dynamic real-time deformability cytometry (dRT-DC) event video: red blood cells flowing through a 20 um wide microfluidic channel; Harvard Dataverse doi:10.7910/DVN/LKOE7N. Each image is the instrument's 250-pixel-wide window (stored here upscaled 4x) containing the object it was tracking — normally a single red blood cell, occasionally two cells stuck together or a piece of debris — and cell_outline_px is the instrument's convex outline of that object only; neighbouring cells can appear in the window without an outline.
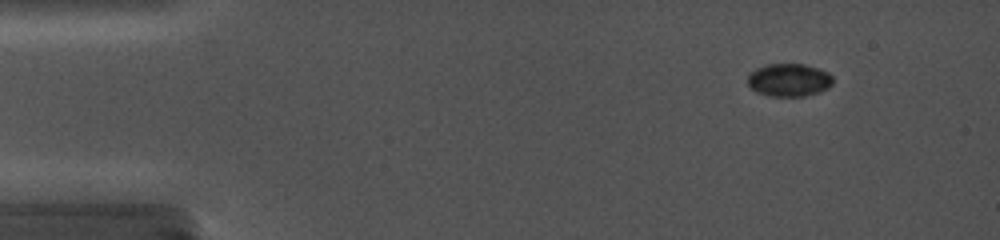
{"species": "common noctule bat (a hibernating species)", "species_latin": "Nyctalus noctula", "temperature_condition": "cold", "stored_images_in_passage": 23, "camera_frame_rate_fps": 5000, "um_per_image_px": 0.085, "animal": {"sex": "female", "body_mass_g": 19.0, "forearm_length_mm": 56.7}, "frame": {"image": 1, "passage_image": 3, "time_ms": 1.4, "image_size_px": [1000, 240], "cell_outline_px": [[832, 84], [828, 88], [820, 92], [804, 96], [768, 96], [756, 92], [748, 84], [748, 76], [756, 68], [768, 64], [804, 64], [828, 72], [832, 76]], "centroid_in_image_um": [67.07, 6.81], "position_along_channel_um": 17.9, "area_um2": 16.3}}
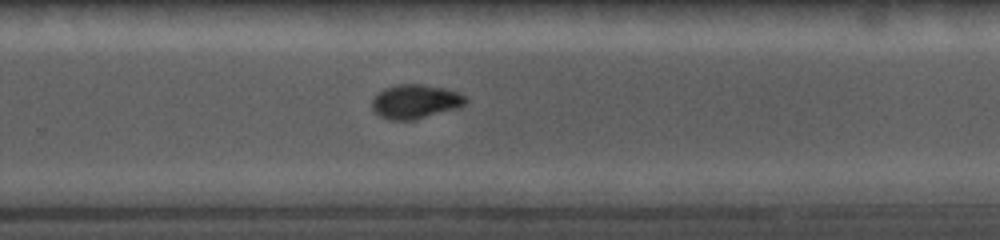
{"frame": {"image": 2, "passage_image": 17, "time_ms": 11.2, "image_size_px": [1000, 240], "cell_outline_px": [[468, 100], [460, 108], [412, 120], [388, 120], [380, 116], [372, 108], [372, 100], [376, 92], [384, 88], [396, 84], [424, 84], [444, 88], [460, 92]], "centroid_in_image_um": [35.3, 8.62], "position_along_channel_um": 294.5, "area_um2": 18.84}}
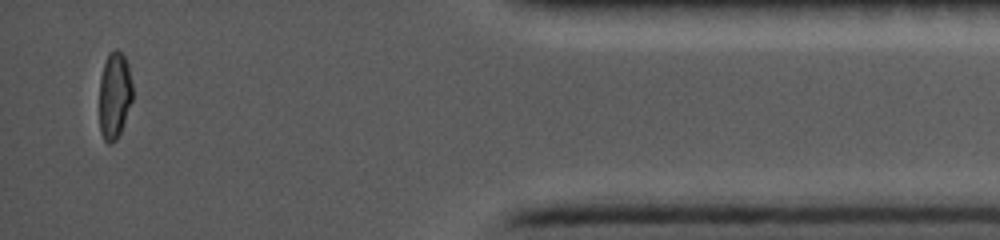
{"frame": {"image": 3, "passage_image": 23, "time_ms": 15.6, "image_size_px": [1000, 240], "cell_outline_px": [[132, 100], [120, 132], [116, 140], [108, 144], [104, 140], [100, 132], [100, 80], [104, 64], [108, 52], [116, 48], [124, 56], [128, 64], [132, 84]], "centroid_in_image_um": [9.73, 8.09], "position_along_channel_um": 425.5, "area_um2": 16.7}}